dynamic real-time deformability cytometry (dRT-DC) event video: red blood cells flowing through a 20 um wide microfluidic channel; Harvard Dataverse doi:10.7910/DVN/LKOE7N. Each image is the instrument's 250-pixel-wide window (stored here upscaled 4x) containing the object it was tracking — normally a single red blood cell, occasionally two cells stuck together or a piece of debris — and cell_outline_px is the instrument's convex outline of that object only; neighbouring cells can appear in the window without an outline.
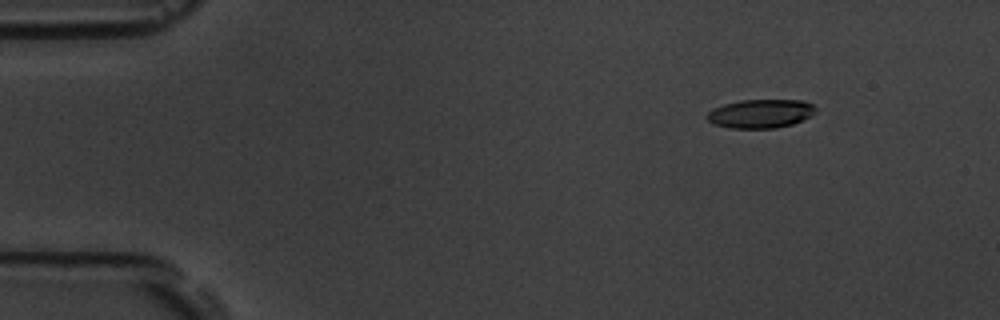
{"species": "common noctule bat (a hibernating species)", "species_latin": "Nyctalus noctula", "temperature_condition": "room temperature", "stored_images_in_passage": 5, "camera_frame_rate_fps": 3000, "um_per_image_px": 0.085, "animal": {"sex": "male", "body_mass_g": 19.5, "forearm_length_mm": 54.6}, "frame": {"image": 1, "passage_image": 2, "time_ms": 0.333, "image_size_px": [1000, 320], "cell_outline_px": [[816, 112], [812, 116], [804, 120], [792, 124], [776, 128], [732, 128], [712, 124], [704, 116], [712, 108], [724, 104], [740, 100], [804, 100], [812, 104], [816, 108]], "centroid_in_image_um": [64.65, 9.66], "position_along_channel_um": 20.4, "area_um2": 18.44}}
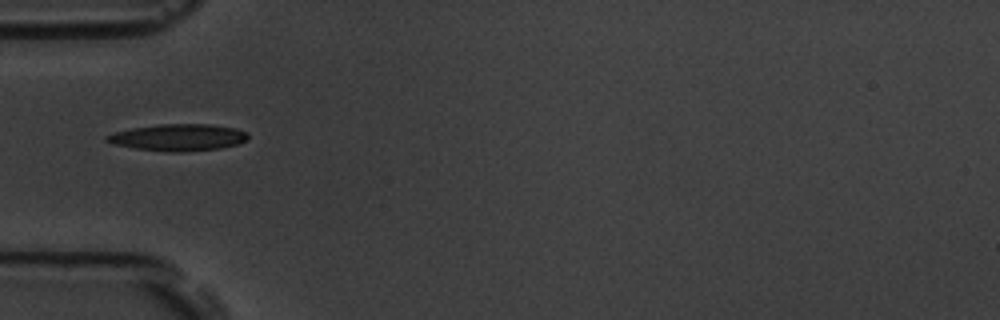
{"frame": {"image": 2, "passage_image": 5, "time_ms": 1.333, "image_size_px": [1000, 320], "cell_outline_px": [[248, 140], [236, 144], [220, 148], [184, 152], [172, 152], [136, 148], [116, 144], [104, 140], [104, 136], [116, 132], [132, 128], [160, 124], [208, 124], [236, 128], [248, 132]], "centroid_in_image_um": [15.19, 11.67], "position_along_channel_um": 69.8, "area_um2": 21.91}}